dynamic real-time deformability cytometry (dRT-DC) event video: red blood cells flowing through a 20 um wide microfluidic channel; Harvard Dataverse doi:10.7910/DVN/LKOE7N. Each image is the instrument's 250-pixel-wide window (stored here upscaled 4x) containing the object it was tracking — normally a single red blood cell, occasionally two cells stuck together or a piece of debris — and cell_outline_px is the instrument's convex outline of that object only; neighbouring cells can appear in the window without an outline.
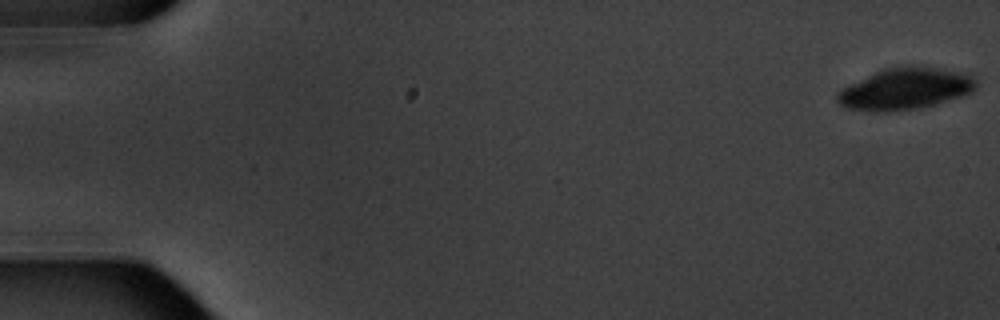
{"species": "common noctule bat (a hibernating species)", "species_latin": "Nyctalus noctula", "temperature_condition": "warm", "stored_images_in_passage": 7, "camera_frame_rate_fps": 3000, "um_per_image_px": 0.085, "animal": {"sex": "male", "body_mass_g": 20.1, "forearm_length_mm": 53.5}, "frame": {"image": 1, "passage_image": 1, "time_ms": 0.0, "image_size_px": [1000, 320], "cell_outline_px": [[976, 88], [972, 92], [936, 104], [920, 108], [888, 112], [876, 112], [848, 108], [840, 104], [836, 100], [836, 96], [844, 88], [884, 68], [908, 64], [912, 64], [968, 72], [976, 80]], "centroid_in_image_um": [77.01, 7.53], "position_along_channel_um": 8.0, "area_um2": 33.76}}